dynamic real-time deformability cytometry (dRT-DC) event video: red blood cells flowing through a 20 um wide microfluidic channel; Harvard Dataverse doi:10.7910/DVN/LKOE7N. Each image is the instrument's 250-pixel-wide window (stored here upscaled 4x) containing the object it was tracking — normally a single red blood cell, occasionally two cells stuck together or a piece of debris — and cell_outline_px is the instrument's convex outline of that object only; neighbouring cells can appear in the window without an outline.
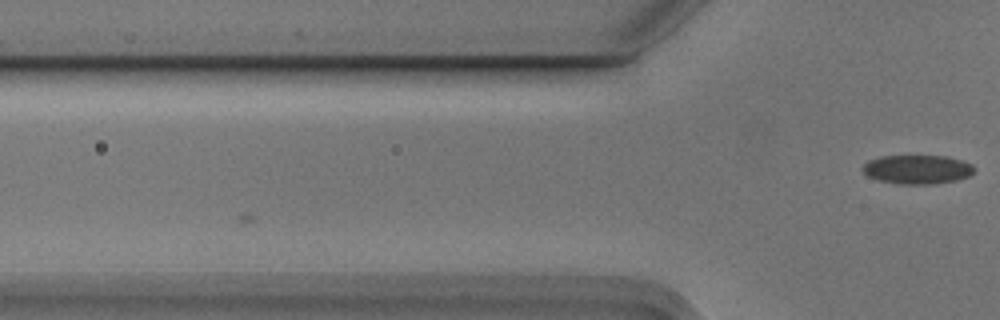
{"species": "Egyptian fruit bat (a non-hibernating species)", "species_latin": "Rousettus aegyptiacus", "temperature_condition": "cold", "stored_images_in_passage": 2, "camera_frame_rate_fps": 3000, "um_per_image_px": 0.085, "animal": {"sex": "male"}, "frame": {"image": 1, "passage_image": 2, "time_ms": 0.333, "image_size_px": [1000, 320], "cell_outline_px": [[976, 168], [968, 176], [956, 180], [932, 184], [900, 184], [876, 180], [868, 176], [860, 168], [868, 160], [880, 156], [944, 156], [960, 160], [972, 164]], "centroid_in_image_um": [77.93, 14.4], "position_along_channel_um": 47.9, "area_um2": 18.84}}